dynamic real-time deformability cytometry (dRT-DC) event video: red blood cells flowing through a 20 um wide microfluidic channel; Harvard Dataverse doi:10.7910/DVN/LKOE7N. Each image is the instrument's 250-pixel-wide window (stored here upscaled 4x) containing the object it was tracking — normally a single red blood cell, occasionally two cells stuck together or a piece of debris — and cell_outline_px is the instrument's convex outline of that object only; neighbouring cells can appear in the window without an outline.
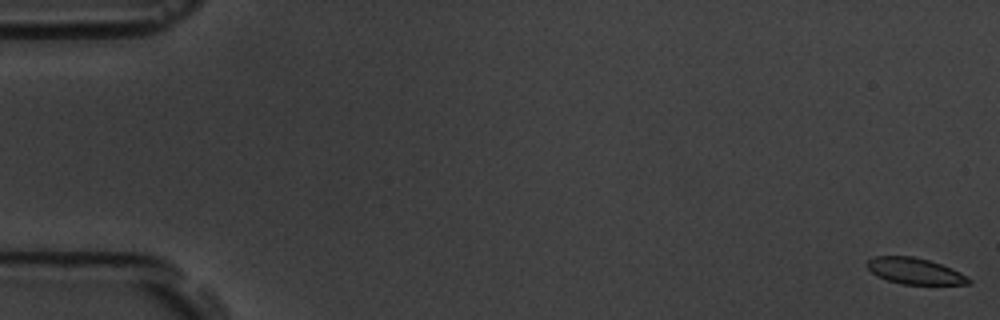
{"species": "common noctule bat (a hibernating species)", "species_latin": "Nyctalus noctula", "temperature_condition": "room temperature", "stored_images_in_passage": 8, "camera_frame_rate_fps": 3000, "um_per_image_px": 0.085, "animal": {"sex": "male", "body_mass_g": 19.5, "forearm_length_mm": 54.6}, "frame": {"image": 1, "passage_image": 1, "time_ms": 0.0, "image_size_px": [1000, 320], "cell_outline_px": [[972, 284], [904, 284], [888, 280], [876, 276], [864, 264], [872, 256], [912, 256], [928, 260], [952, 268], [968, 276], [972, 280]], "centroid_in_image_um": [77.75, 23.03], "position_along_channel_um": 7.2, "area_um2": 15.55}}
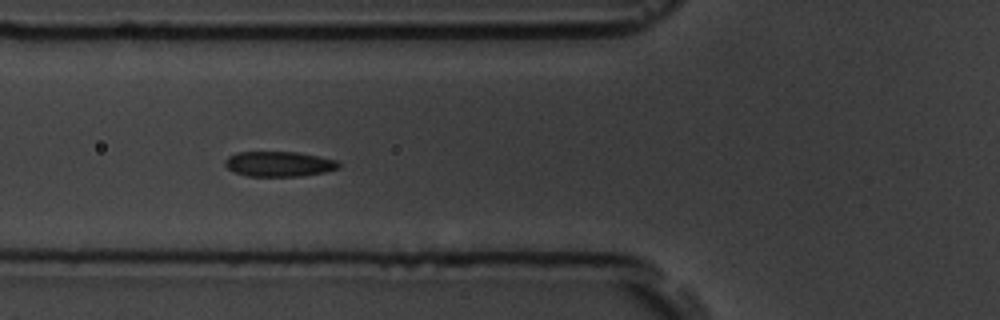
{"frame": {"image": 2, "passage_image": 7, "time_ms": 7.0, "image_size_px": [1000, 320], "cell_outline_px": [[340, 168], [324, 172], [300, 176], [248, 176], [236, 172], [228, 168], [224, 164], [224, 160], [228, 156], [236, 152], [296, 152], [320, 156], [336, 160], [340, 164]], "centroid_in_image_um": [23.72, 13.93], "position_along_channel_um": 102.1, "area_um2": 16.65}}
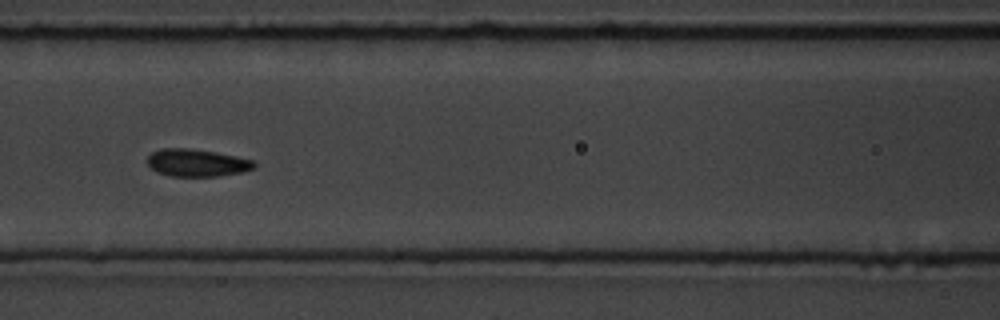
{"frame": {"image": 3, "passage_image": 8, "time_ms": 8.333, "image_size_px": [1000, 320], "cell_outline_px": [[256, 168], [244, 172], [220, 176], [172, 176], [156, 172], [148, 164], [148, 156], [152, 152], [160, 148], [188, 148], [216, 152], [236, 156], [252, 160], [256, 164]], "centroid_in_image_um": [16.76, 13.84], "position_along_channel_um": 149.8, "area_um2": 17.17}}